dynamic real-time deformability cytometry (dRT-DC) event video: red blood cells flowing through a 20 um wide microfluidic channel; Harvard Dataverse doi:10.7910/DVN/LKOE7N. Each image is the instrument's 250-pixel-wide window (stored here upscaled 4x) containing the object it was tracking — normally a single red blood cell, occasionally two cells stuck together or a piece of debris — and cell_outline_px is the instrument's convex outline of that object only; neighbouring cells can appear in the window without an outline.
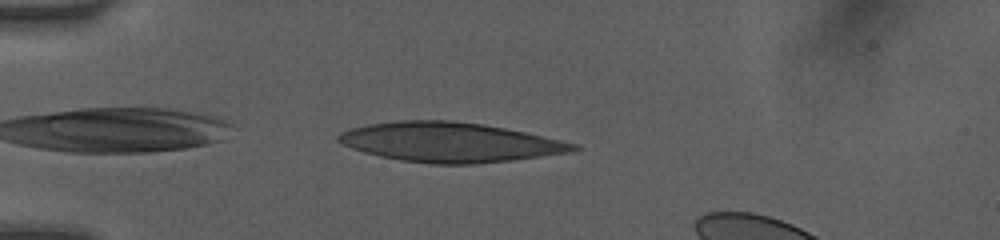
{"species": "human", "species_latin": "Homo sapiens", "temperature_condition": "room temperature", "stored_images_in_passage": 7, "camera_frame_rate_fps": 3000, "um_per_image_px": 0.085, "donor": {"sex": "female"}, "frame": {"image": 1, "passage_image": 7, "time_ms": 3.0, "image_size_px": [1000, 240], "cell_outline_px": [[584, 148], [572, 152], [512, 160], [476, 164], [432, 164], [400, 160], [380, 156], [364, 152], [352, 148], [336, 140], [336, 136], [340, 132], [352, 128], [368, 124], [396, 120], [452, 120], [484, 124], [524, 132], [580, 144]], "centroid_in_image_um": [38.27, 12.09], "position_along_channel_um": 46.7, "area_um2": 54.45}}